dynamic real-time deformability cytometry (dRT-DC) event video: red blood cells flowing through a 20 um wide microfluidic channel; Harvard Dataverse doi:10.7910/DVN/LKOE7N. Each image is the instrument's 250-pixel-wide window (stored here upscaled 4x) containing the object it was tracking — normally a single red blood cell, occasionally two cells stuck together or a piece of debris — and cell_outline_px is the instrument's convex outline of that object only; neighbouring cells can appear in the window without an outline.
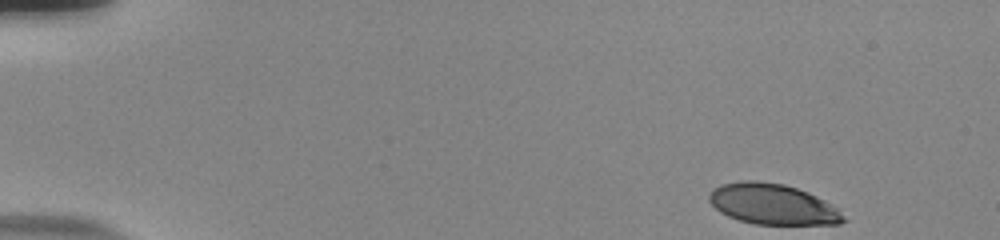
{"species": "human", "species_latin": "Homo sapiens", "temperature_condition": "room temperature", "stored_images_in_passage": 51, "camera_frame_rate_fps": 3000, "um_per_image_px": 0.085, "donor": {"sex": "male"}, "frame": {"image": 1, "passage_image": 1, "time_ms": 0.0, "image_size_px": [1000, 240], "cell_outline_px": [[848, 220], [840, 224], [756, 224], [740, 220], [728, 216], [720, 212], [712, 204], [708, 196], [716, 188], [724, 184], [780, 184], [796, 188], [820, 200], [832, 208]], "centroid_in_image_um": [65.66, 17.43], "position_along_channel_um": 19.3, "area_um2": 29.65}}
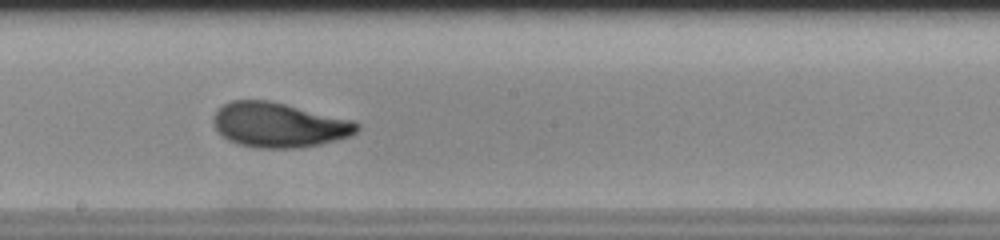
{"frame": {"image": 2, "passage_image": 28, "time_ms": 9.0, "image_size_px": [1000, 240], "cell_outline_px": [[360, 128], [352, 136], [320, 144], [296, 148], [256, 148], [240, 144], [228, 140], [216, 128], [212, 120], [216, 112], [224, 104], [232, 100], [268, 100], [352, 120], [360, 124]], "centroid_in_image_um": [23.73, 10.63], "position_along_channel_um": 224.5, "area_um2": 37.17}}
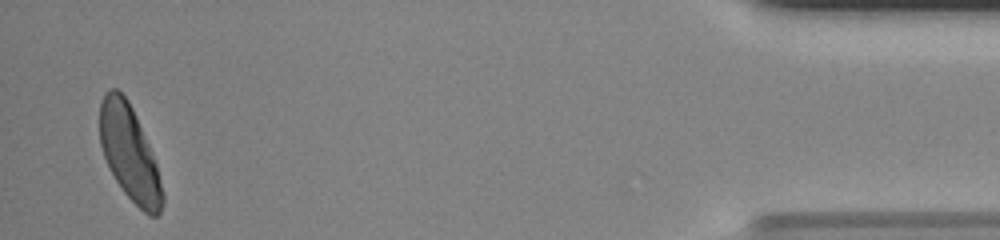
{"frame": {"image": 3, "passage_image": 50, "time_ms": 16.333, "image_size_px": [1000, 240], "cell_outline_px": [[164, 200], [160, 212], [156, 216], [148, 216], [124, 192], [116, 180], [104, 156], [100, 144], [100, 104], [104, 92], [108, 88], [116, 88], [128, 100], [132, 108], [156, 164], [164, 196]], "centroid_in_image_um": [10.99, 13.01], "position_along_channel_um": 424.2, "area_um2": 33.99}, "authors_computed_cell_mechanics": {"area_um2": 35.8938, "velocity_mm_per_s": 3.7058, "shape_relaxation_time_tau1_ms": 3.4687, "shape_relaxation_time_tau2_ms": 0.8618, "deformation_change_tau1": 0.1673, "deformation_change_tau2": 0.0467}}